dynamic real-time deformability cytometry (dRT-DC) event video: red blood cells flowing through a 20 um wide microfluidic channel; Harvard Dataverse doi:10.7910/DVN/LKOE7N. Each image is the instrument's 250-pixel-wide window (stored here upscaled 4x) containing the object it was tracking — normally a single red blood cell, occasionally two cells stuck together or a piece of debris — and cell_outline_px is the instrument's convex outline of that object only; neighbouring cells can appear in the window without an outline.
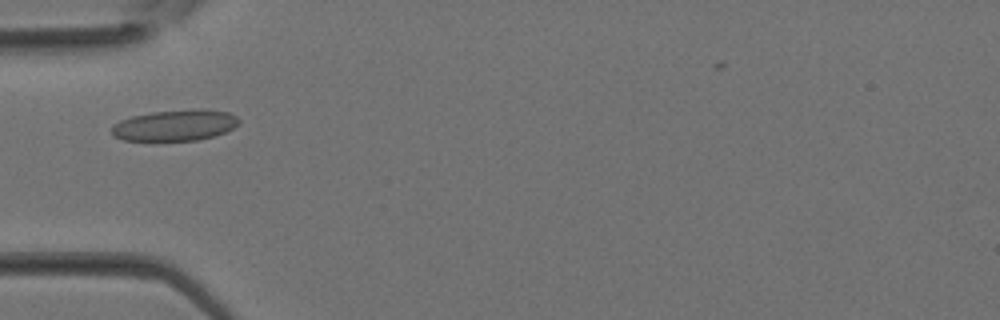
{"species": "Egyptian fruit bat (a non-hibernating species)", "species_latin": "Rousettus aegyptiacus", "temperature_condition": "room temperature", "stored_images_in_passage": 10, "camera_frame_rate_fps": 3000, "um_per_image_px": 0.085, "animal": {"sex": "female"}, "frame": {"image": 1, "passage_image": 4, "time_ms": 1.0, "image_size_px": [1000, 320], "cell_outline_px": [[240, 120], [232, 128], [224, 132], [212, 136], [196, 140], [124, 140], [112, 136], [112, 124], [120, 120], [132, 116], [152, 112], [228, 112], [236, 116]], "centroid_in_image_um": [14.76, 10.7], "position_along_channel_um": 70.2, "area_um2": 21.79}}
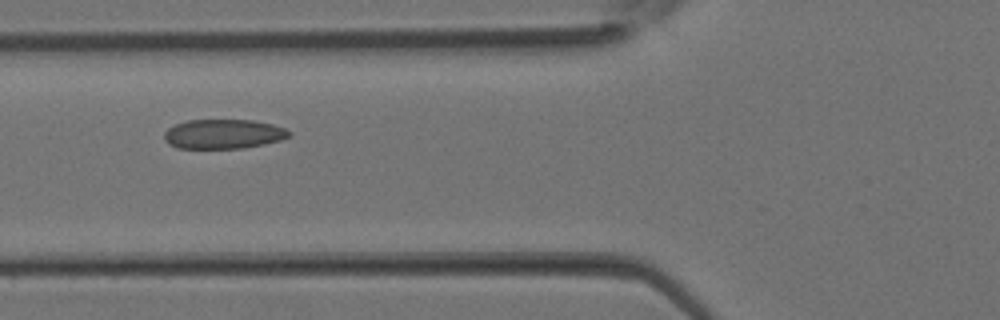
{"frame": {"image": 2, "passage_image": 6, "time_ms": 1.667, "image_size_px": [1000, 320], "cell_outline_px": [[292, 136], [280, 140], [264, 144], [244, 148], [176, 148], [168, 144], [164, 140], [164, 132], [168, 128], [176, 124], [188, 120], [252, 120], [272, 124], [284, 128], [292, 132]], "centroid_in_image_um": [18.99, 11.39], "position_along_channel_um": 106.8, "area_um2": 21.56}}
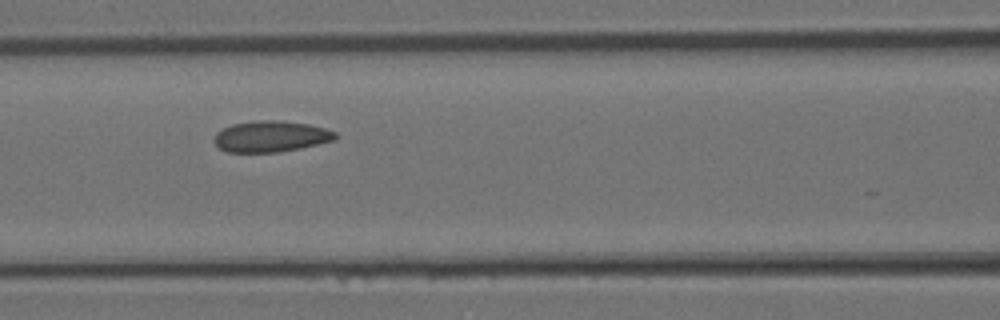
{"frame": {"image": 3, "passage_image": 8, "time_ms": 2.333, "image_size_px": [1000, 320], "cell_outline_px": [[336, 140], [300, 148], [276, 152], [228, 152], [220, 148], [212, 140], [216, 132], [232, 124], [256, 120], [280, 120], [308, 124], [324, 128], [336, 132]], "centroid_in_image_um": [23.01, 11.59], "position_along_channel_um": 143.6, "area_um2": 21.96}}